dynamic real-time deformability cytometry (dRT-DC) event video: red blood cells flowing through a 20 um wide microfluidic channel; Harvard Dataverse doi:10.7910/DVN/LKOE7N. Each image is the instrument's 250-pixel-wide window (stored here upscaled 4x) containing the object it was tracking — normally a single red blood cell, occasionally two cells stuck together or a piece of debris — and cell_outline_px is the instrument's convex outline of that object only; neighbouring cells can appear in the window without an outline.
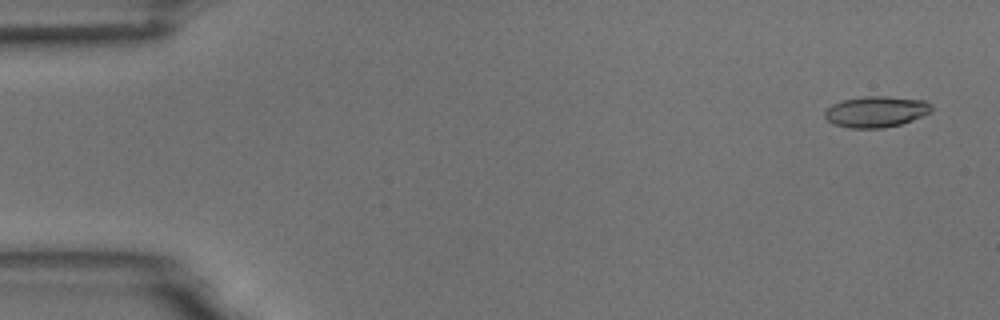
{"species": "common noctule bat (a hibernating species)", "species_latin": "Nyctalus noctula", "temperature_condition": "room temperature", "stored_images_in_passage": 5, "camera_frame_rate_fps": 3000, "um_per_image_px": 0.085, "animal": {"sex": "male", "body_mass_g": 18.8}, "frame": {"image": 1, "passage_image": 1, "time_ms": 0.0, "image_size_px": [1000, 320], "cell_outline_px": [[932, 112], [912, 120], [900, 124], [884, 128], [848, 128], [832, 124], [824, 116], [824, 112], [832, 104], [844, 100], [864, 96], [888, 96], [924, 100], [932, 104]], "centroid_in_image_um": [74.48, 9.49], "position_along_channel_um": 10.5, "area_um2": 19.42}}
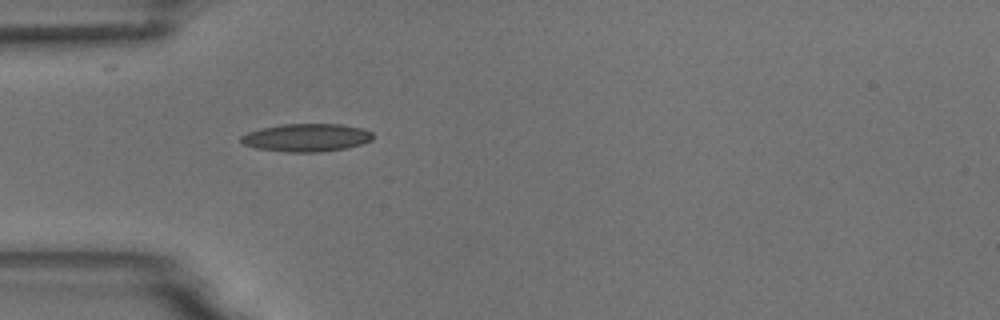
{"frame": {"image": 2, "passage_image": 5, "time_ms": 1.333, "image_size_px": [1000, 320], "cell_outline_px": [[372, 140], [360, 144], [344, 148], [320, 152], [288, 152], [256, 148], [244, 144], [240, 140], [240, 136], [248, 132], [260, 128], [280, 124], [340, 124], [360, 128], [372, 132]], "centroid_in_image_um": [26.01, 11.69], "position_along_channel_um": 59.0, "area_um2": 21.33}}